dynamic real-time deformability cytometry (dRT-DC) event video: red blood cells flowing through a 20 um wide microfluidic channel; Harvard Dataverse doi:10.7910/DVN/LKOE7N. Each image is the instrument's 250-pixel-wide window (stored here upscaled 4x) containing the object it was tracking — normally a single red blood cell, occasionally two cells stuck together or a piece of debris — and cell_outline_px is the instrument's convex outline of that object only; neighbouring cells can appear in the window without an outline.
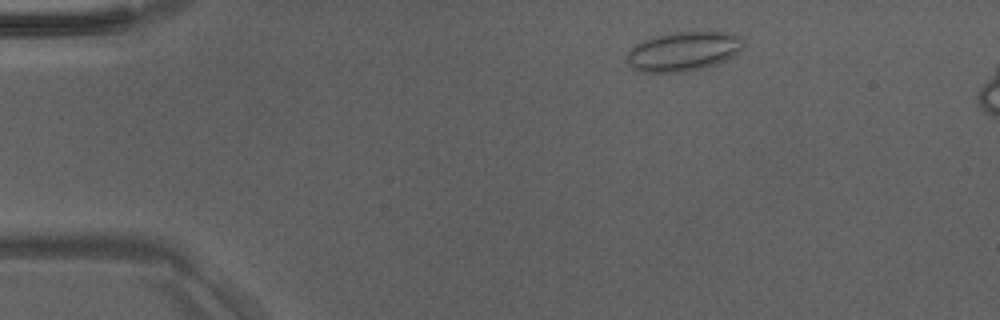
{"species": "Egyptian fruit bat (a non-hibernating species)", "species_latin": "Rousettus aegyptiacus", "temperature_condition": "room temperature", "stored_images_in_passage": 14, "camera_frame_rate_fps": 3000, "um_per_image_px": 0.085, "animal": {"sex": "male"}, "frame": {"image": 1, "passage_image": 2, "time_ms": 0.333, "image_size_px": [1000, 320], "cell_outline_px": [[744, 44], [740, 52], [716, 64], [700, 68], [680, 72], [640, 72], [632, 68], [624, 60], [628, 52], [636, 44], [652, 36], [676, 32], [732, 32], [740, 36], [744, 40]], "centroid_in_image_um": [58.08, 4.36], "position_along_channel_um": 26.9, "area_um2": 26.82}}